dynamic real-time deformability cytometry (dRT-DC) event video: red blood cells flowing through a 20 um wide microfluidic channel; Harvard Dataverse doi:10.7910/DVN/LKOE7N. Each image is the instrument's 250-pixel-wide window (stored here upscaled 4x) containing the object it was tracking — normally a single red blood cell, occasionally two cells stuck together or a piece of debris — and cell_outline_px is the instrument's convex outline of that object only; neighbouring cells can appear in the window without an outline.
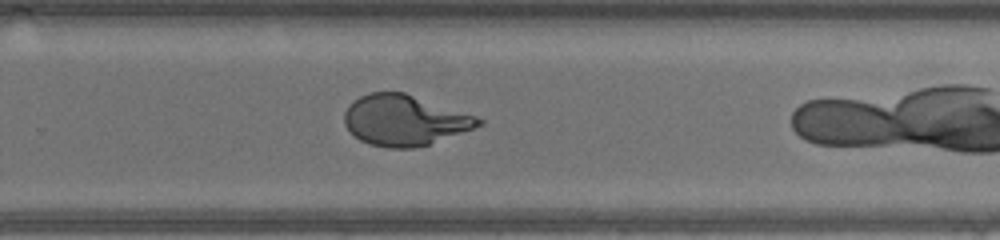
{"species": "human", "species_latin": "Homo sapiens", "temperature_condition": "warm", "stored_images_in_passage": 21, "camera_frame_rate_fps": 3000, "um_per_image_px": 0.085, "donor": {"sex": "male"}, "frame": {"image": 1, "passage_image": 15, "time_ms": 4.667, "image_size_px": [1000, 240], "cell_outline_px": [[484, 124], [428, 144], [412, 148], [388, 148], [368, 144], [360, 140], [344, 124], [344, 112], [348, 104], [352, 100], [368, 92], [404, 92], [476, 116], [484, 120]], "centroid_in_image_um": [34.34, 10.21], "position_along_channel_um": 295.5, "area_um2": 39.3}}
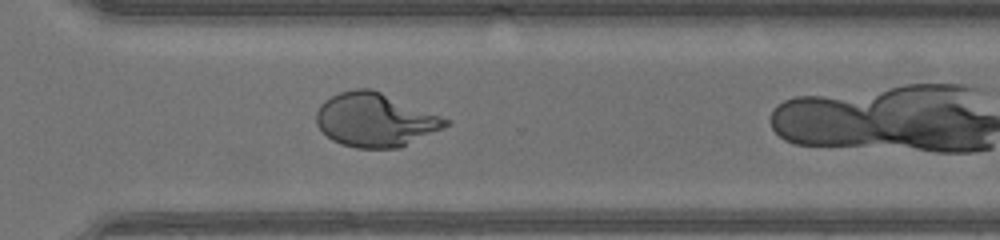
{"frame": {"image": 2, "passage_image": 18, "time_ms": 5.667, "image_size_px": [1000, 240], "cell_outline_px": [[452, 124], [400, 148], [356, 148], [340, 144], [332, 140], [316, 124], [316, 112], [320, 104], [324, 100], [340, 92], [356, 88], [372, 88], [452, 120]], "centroid_in_image_um": [31.91, 10.19], "position_along_channel_um": 338.7, "area_um2": 40.63}}